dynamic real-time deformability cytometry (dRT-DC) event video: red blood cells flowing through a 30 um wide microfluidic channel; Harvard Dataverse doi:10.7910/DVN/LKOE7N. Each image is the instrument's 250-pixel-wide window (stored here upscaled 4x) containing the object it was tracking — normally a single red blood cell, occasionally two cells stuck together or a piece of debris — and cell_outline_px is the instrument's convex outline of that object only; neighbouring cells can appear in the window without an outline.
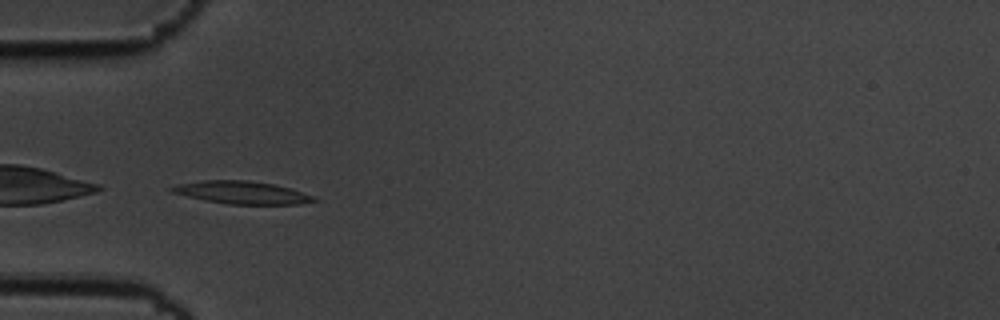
{"species": "common noctule bat (a hibernating species)", "species_latin": "Nyctalus noctula", "temperature_condition": "cold", "stored_images_in_passage": 40, "camera_frame_rate_fps": 3000, "um_per_image_px": 0.085, "animal": {"sex": "male", "body_mass_g": 19.5, "forearm_length_mm": 54.6}, "frame": {"image": 1, "passage_image": 1, "time_ms": 0.0, "image_size_px": [1000, 320], "cell_outline_px": [[320, 200], [300, 204], [228, 204], [188, 196], [172, 192], [168, 188], [176, 184], [204, 180], [248, 180], [276, 184], [292, 188], [316, 196]], "centroid_in_image_um": [20.65, 16.35], "position_along_channel_um": 64.4, "area_um2": 18.9}}
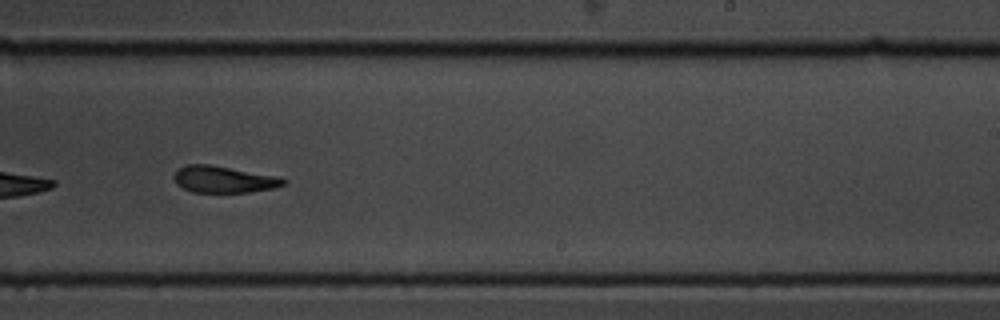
{"frame": {"image": 2, "passage_image": 19, "time_ms": 6.0, "image_size_px": [1000, 320], "cell_outline_px": [[288, 184], [276, 188], [248, 192], [192, 192], [176, 184], [172, 176], [180, 168], [188, 164], [208, 164], [280, 176], [288, 180]], "centroid_in_image_um": [19.08, 15.25], "position_along_channel_um": 269.9, "area_um2": 17.22}}
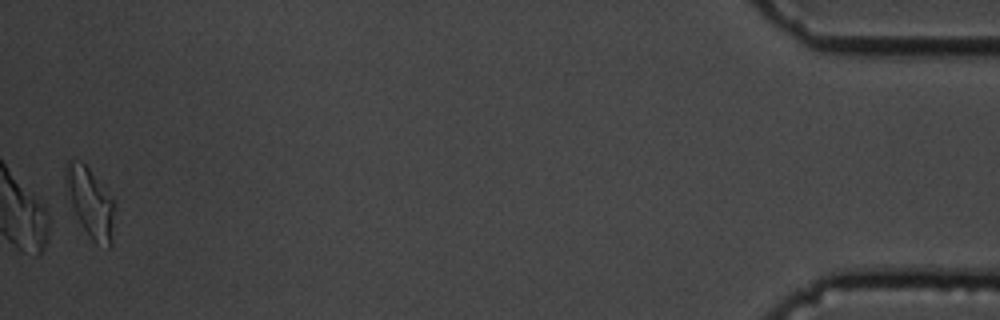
{"frame": {"image": 3, "passage_image": 40, "time_ms": 13.0, "image_size_px": [1000, 320], "cell_outline_px": [[112, 244], [108, 248], [96, 244], [88, 236], [64, 192], [64, 164], [68, 160], [80, 160], [88, 168], [112, 200]], "centroid_in_image_um": [7.58, 17.18], "position_along_channel_um": 427.6, "area_um2": 19.48}, "authors_computed_cell_mechanics": {"area_um2": 18.1492, "velocity_mm_per_s": 3.4561, "shape_relaxation_time_tau1_ms": 2.6291, "shape_relaxation_time_tau2_ms": 3.0505, "deformation_change_tau1": 0.1558, "deformation_change_tau2": 0.103}}